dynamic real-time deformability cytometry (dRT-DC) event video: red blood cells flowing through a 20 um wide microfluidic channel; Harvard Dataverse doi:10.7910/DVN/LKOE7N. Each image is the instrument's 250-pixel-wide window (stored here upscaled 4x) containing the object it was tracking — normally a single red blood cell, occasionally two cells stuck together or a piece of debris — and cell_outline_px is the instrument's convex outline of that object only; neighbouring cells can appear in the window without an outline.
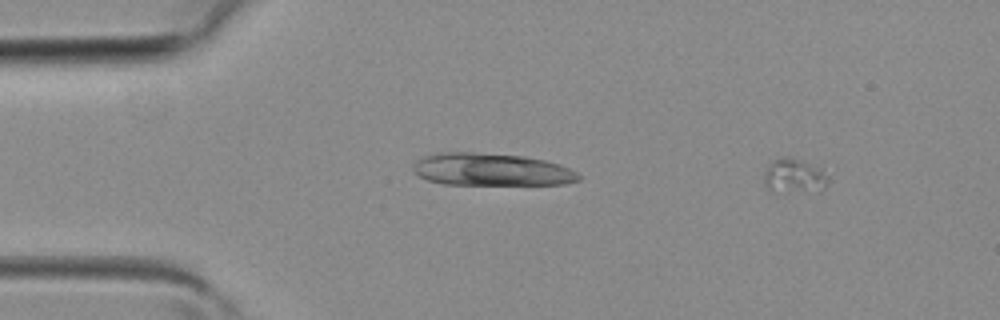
{"species": "common noctule bat (a hibernating species)", "species_latin": "Nyctalus noctula", "temperature_condition": "room temperature", "stored_images_in_passage": 3, "camera_frame_rate_fps": 3000, "um_per_image_px": 0.085, "animal": {"sex": "female", "body_mass_g": 19.3, "forearm_length_mm": 54.1}, "frame": {"image": 1, "passage_image": 1, "time_ms": 0.0, "image_size_px": [1000, 320], "cell_outline_px": [[828, 180], [824, 188], [820, 192], [816, 192], [768, 188], [764, 180], [764, 172], [768, 164], [784, 156], [788, 156], [820, 168], [828, 176]], "centroid_in_image_um": [67.54, 14.93], "position_along_channel_um": 17.5, "area_um2": 12.31}}
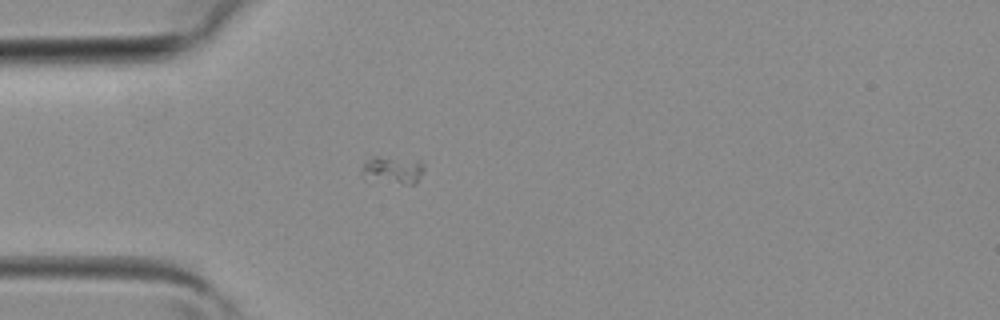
{"frame": {"image": 2, "passage_image": 3, "time_ms": 0.667, "image_size_px": [1000, 320], "cell_outline_px": [[424, 168], [416, 184], [400, 184], [364, 180], [364, 164], [376, 156], [424, 160]], "centroid_in_image_um": [33.46, 14.47], "position_along_channel_um": 51.5, "area_um2": 10.12}}